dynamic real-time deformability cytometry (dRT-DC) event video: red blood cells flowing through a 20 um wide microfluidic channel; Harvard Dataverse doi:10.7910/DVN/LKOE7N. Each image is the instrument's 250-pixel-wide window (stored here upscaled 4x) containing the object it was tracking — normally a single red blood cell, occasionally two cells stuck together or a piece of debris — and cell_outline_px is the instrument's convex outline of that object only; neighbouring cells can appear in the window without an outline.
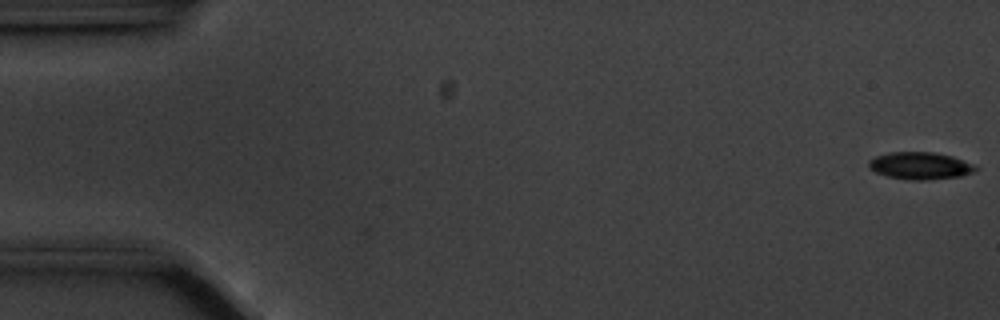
{"species": "common noctule bat (a hibernating species)", "species_latin": "Nyctalus noctula", "temperature_condition": "cold", "stored_images_in_passage": 3, "camera_frame_rate_fps": 3000, "um_per_image_px": 0.085, "animal": {"sex": "male", "body_mass_g": 20.1, "forearm_length_mm": 53.5}, "frame": {"image": 1, "passage_image": 1, "time_ms": 0.0, "image_size_px": [1000, 320], "cell_outline_px": [[976, 168], [972, 172], [960, 176], [928, 180], [912, 180], [888, 176], [876, 172], [868, 168], [868, 160], [876, 156], [892, 152], [936, 152], [952, 156], [972, 164]], "centroid_in_image_um": [78.17, 14.08], "position_along_channel_um": 6.8, "area_um2": 16.76}}